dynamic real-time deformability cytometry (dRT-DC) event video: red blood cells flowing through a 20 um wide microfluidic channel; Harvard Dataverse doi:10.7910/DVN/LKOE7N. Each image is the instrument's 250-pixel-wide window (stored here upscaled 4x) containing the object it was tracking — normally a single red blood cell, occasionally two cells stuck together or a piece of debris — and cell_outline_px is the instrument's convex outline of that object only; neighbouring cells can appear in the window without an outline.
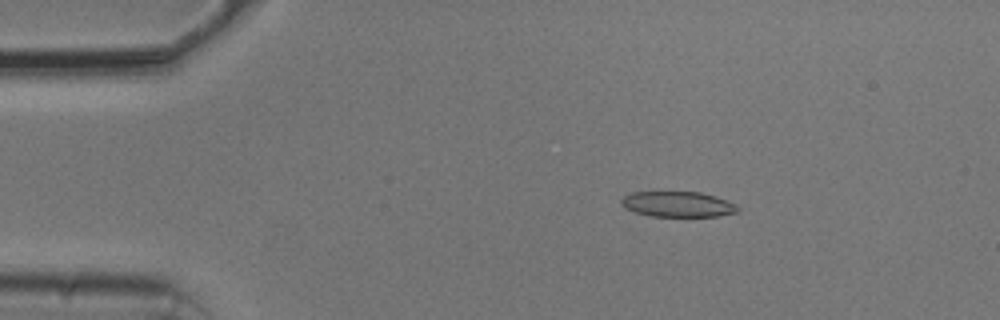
{"species": "common noctule bat (a hibernating species)", "species_latin": "Nyctalus noctula", "temperature_condition": "cold", "stored_images_in_passage": 49, "camera_frame_rate_fps": 3000, "um_per_image_px": 0.085, "animal": {"sex": "male", "body_mass_g": 20.5, "forearm_length_mm": 52.5}, "frame": {"image": 1, "passage_image": 4, "time_ms": 1.0, "image_size_px": [1000, 320], "cell_outline_px": [[740, 212], [716, 216], [648, 216], [624, 208], [620, 204], [620, 200], [624, 196], [632, 192], [700, 192], [716, 196], [736, 204], [740, 208]], "centroid_in_image_um": [57.62, 17.36], "position_along_channel_um": 27.4, "area_um2": 17.4}}
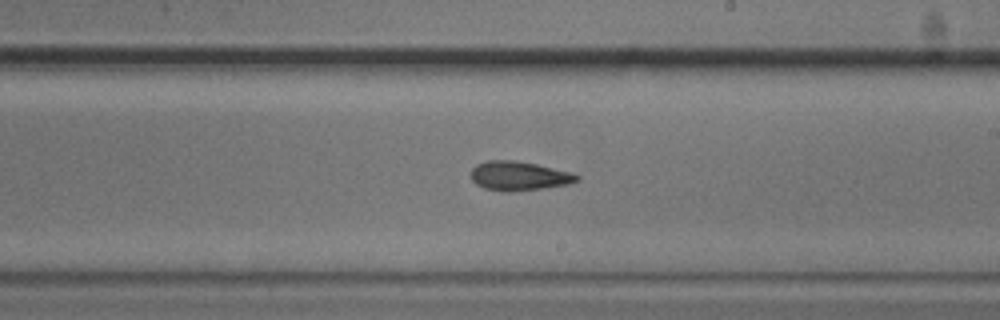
{"frame": {"image": 2, "passage_image": 26, "time_ms": 8.333, "image_size_px": [1000, 320], "cell_outline_px": [[580, 180], [568, 184], [540, 188], [508, 192], [504, 192], [484, 188], [476, 184], [472, 180], [472, 168], [476, 164], [488, 160], [516, 160], [536, 164], [568, 172], [580, 176]], "centroid_in_image_um": [44.07, 14.95], "position_along_channel_um": 244.9, "area_um2": 17.8}}
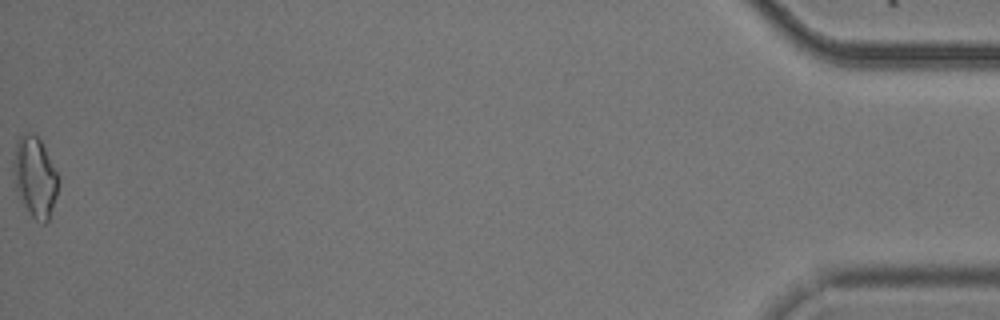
{"frame": {"image": 3, "passage_image": 49, "time_ms": 16.0, "image_size_px": [1000, 320], "cell_outline_px": [[60, 180], [56, 196], [48, 220], [44, 224], [40, 224], [32, 216], [24, 204], [16, 188], [12, 168], [12, 164], [16, 140], [20, 136], [28, 132], [36, 136], [40, 140], [60, 176]], "centroid_in_image_um": [2.98, 15.02], "position_along_channel_um": 432.2, "area_um2": 20.98}, "authors_computed_cell_mechanics": {"area_um2": 17.918, "velocity_mm_per_s": 3.7494, "shape_relaxation_time_tau1_ms": 4.264, "shape_relaxation_time_tau2_ms": 4.2859, "deformation_change_tau1": 0.1222, "deformation_change_tau2": 0.1351}}